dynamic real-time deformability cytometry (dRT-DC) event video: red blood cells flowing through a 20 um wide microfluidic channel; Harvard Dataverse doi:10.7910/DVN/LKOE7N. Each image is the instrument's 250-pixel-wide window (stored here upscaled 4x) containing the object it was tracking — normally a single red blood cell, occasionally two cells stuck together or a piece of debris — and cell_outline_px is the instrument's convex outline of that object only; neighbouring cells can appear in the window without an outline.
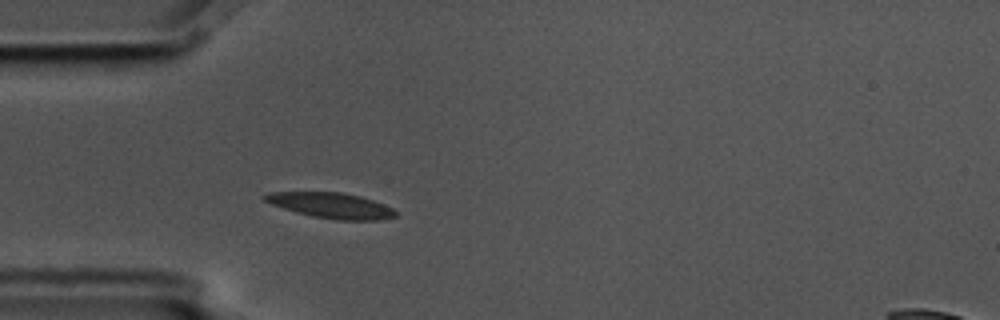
{"species": "common noctule bat (a hibernating species)", "species_latin": "Nyctalus noctula", "temperature_condition": "cold", "stored_images_in_passage": 3, "camera_frame_rate_fps": 3000, "um_per_image_px": 0.085, "animal": {"sex": "male", "body_mass_g": 17.5, "forearm_length_mm": 52.3}, "frame": {"image": 1, "passage_image": 3, "time_ms": 0.667, "image_size_px": [1000, 320], "cell_outline_px": [[400, 212], [396, 216], [376, 220], [336, 220], [312, 216], [296, 212], [272, 204], [264, 200], [260, 196], [268, 192], [340, 192], [360, 196], [384, 204]], "centroid_in_image_um": [28.15, 17.46], "position_along_channel_um": 56.8, "area_um2": 19.42}}